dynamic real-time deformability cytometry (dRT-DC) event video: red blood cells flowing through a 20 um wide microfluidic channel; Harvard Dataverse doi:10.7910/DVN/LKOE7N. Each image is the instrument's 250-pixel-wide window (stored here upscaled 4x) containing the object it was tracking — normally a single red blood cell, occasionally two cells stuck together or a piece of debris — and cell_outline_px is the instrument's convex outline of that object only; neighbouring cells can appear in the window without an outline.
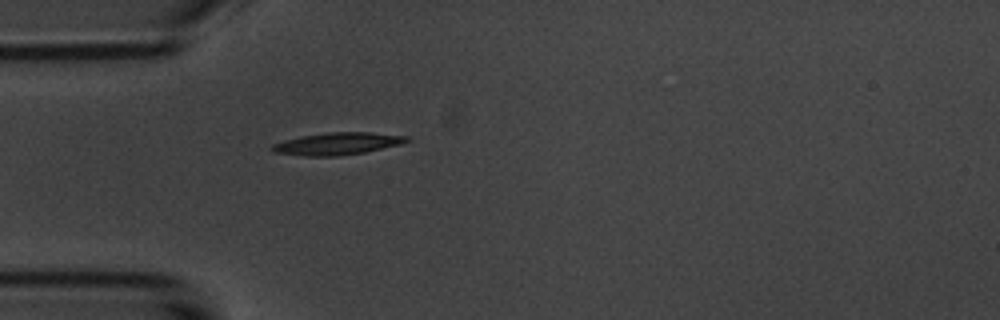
{"species": "common noctule bat (a hibernating species)", "species_latin": "Nyctalus noctula", "temperature_condition": "room temperature", "stored_images_in_passage": 40, "camera_frame_rate_fps": 3000, "um_per_image_px": 0.085, "animal": {"sex": "male", "body_mass_g": 20.1, "forearm_length_mm": 53.5}, "frame": {"image": 1, "passage_image": 1, "time_ms": 0.0, "image_size_px": [1000, 320], "cell_outline_px": [[412, 140], [400, 144], [364, 152], [340, 156], [304, 156], [272, 152], [268, 148], [272, 144], [284, 140], [300, 136], [328, 132], [368, 132], [408, 136]], "centroid_in_image_um": [28.63, 12.21], "position_along_channel_um": 56.4, "area_um2": 17.57}}
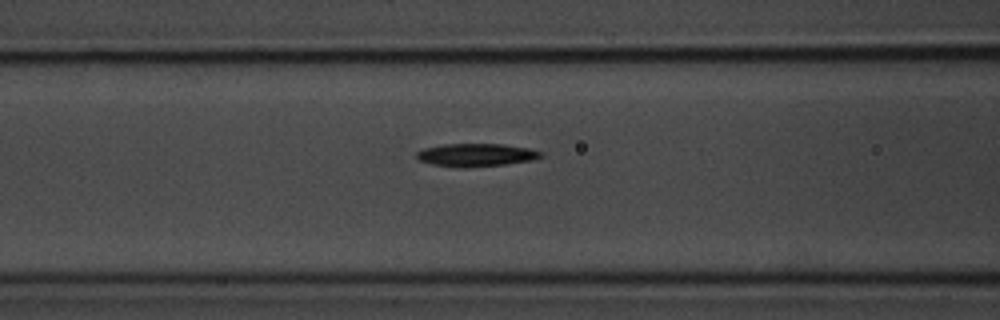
{"frame": {"image": 2, "passage_image": 7, "time_ms": 2.0, "image_size_px": [1000, 320], "cell_outline_px": [[544, 156], [532, 160], [504, 164], [464, 168], [432, 164], [420, 160], [416, 156], [416, 152], [424, 148], [444, 144], [504, 144], [528, 148], [544, 152]], "centroid_in_image_um": [40.5, 13.17], "position_along_channel_um": 126.1, "area_um2": 16.59}}
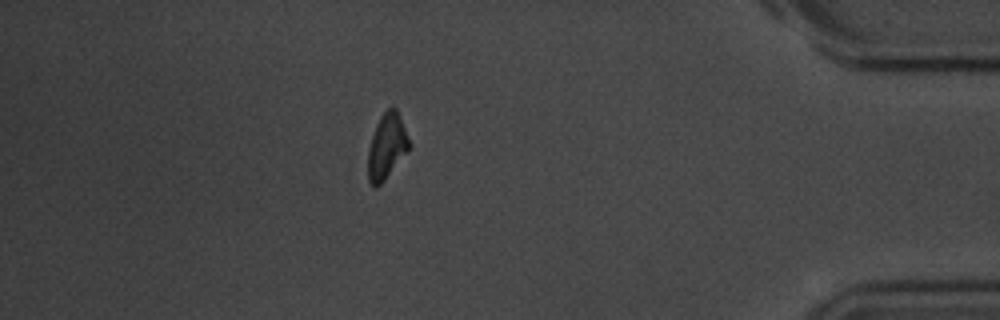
{"frame": {"image": 3, "passage_image": 33, "time_ms": 10.667, "image_size_px": [1000, 320], "cell_outline_px": [[408, 152], [384, 180], [376, 188], [368, 180], [368, 148], [376, 124], [380, 116], [392, 104], [396, 108], [404, 128], [408, 140]], "centroid_in_image_um": [32.85, 12.43], "position_along_channel_um": 402.4, "area_um2": 15.43}, "authors_computed_cell_mechanics": {"area_um2": 16.1262, "velocity_mm_per_s": 3.6927, "shape_relaxation_time_tau1_ms": 2.8919, "shape_relaxation_time_tau2_ms": null, "deformation_change_tau1": 0.1331, "deformation_change_tau2": null}}